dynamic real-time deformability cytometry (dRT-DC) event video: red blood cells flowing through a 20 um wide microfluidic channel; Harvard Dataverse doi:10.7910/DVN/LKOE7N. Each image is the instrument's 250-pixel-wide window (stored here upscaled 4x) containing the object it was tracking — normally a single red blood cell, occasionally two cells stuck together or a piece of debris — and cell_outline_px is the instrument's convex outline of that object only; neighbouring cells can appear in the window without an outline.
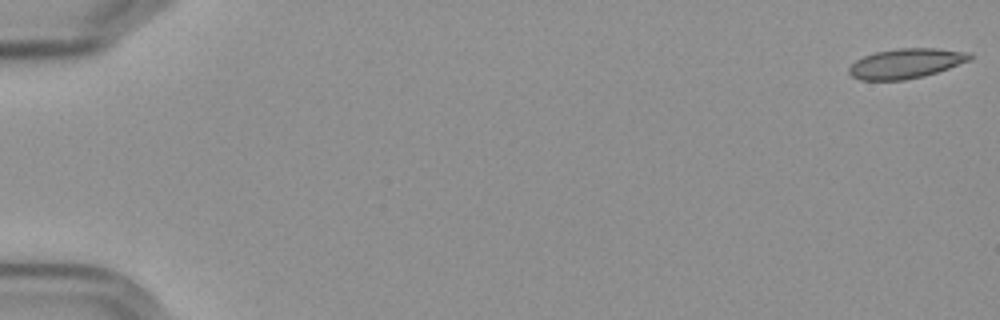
{"species": "Egyptian fruit bat (a non-hibernating species)", "species_latin": "Rousettus aegyptiacus", "temperature_condition": "cold", "stored_images_in_passage": 57, "camera_frame_rate_fps": 3000, "um_per_image_px": 0.085, "frame": {"image": 1, "passage_image": 1, "time_ms": 0.0, "image_size_px": [1000, 320], "cell_outline_px": [[972, 60], [924, 76], [904, 80], [860, 80], [852, 76], [848, 72], [848, 68], [856, 60], [864, 56], [876, 52], [896, 48], [936, 48], [972, 52]], "centroid_in_image_um": [77.03, 5.38], "position_along_channel_um": 8.0, "area_um2": 21.1}}
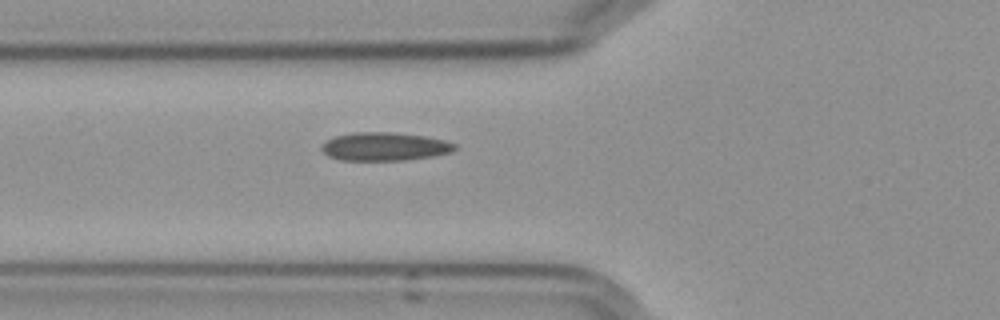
{"frame": {"image": 2, "passage_image": 22, "time_ms": 7.0, "image_size_px": [1000, 320], "cell_outline_px": [[456, 148], [452, 152], [432, 156], [404, 160], [340, 160], [328, 156], [320, 148], [328, 140], [336, 136], [352, 132], [392, 132], [428, 136], [444, 140], [456, 144]], "centroid_in_image_um": [32.71, 12.45], "position_along_channel_um": 93.1, "area_um2": 21.96}}
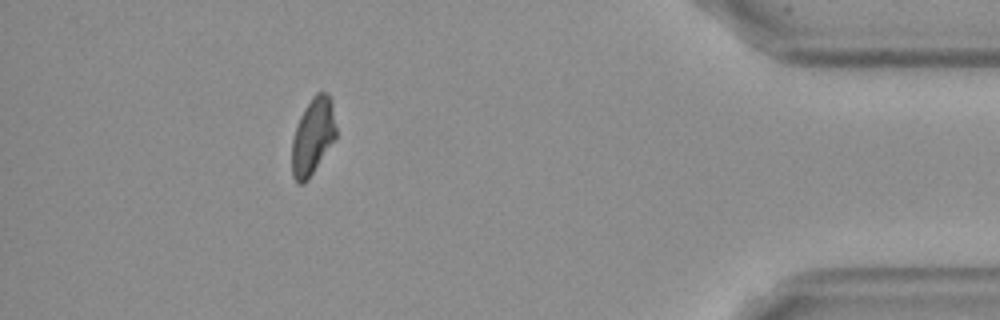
{"frame": {"image": 3, "passage_image": 52, "time_ms": 17.0, "image_size_px": [1000, 320], "cell_outline_px": [[336, 140], [308, 180], [304, 184], [296, 184], [292, 176], [292, 140], [300, 116], [304, 108], [312, 96], [316, 92], [328, 92], [332, 100], [336, 128]], "centroid_in_image_um": [26.6, 11.61], "position_along_channel_um": 408.6, "area_um2": 20.17}, "authors_computed_cell_mechanics": {"area_um2": 21.2126, "velocity_mm_per_s": 3.5913, "shape_relaxation_time_tau1_ms": null, "shape_relaxation_time_tau2_ms": 8.08, "deformation_change_tau1": null, "deformation_change_tau2": 0.1234}}